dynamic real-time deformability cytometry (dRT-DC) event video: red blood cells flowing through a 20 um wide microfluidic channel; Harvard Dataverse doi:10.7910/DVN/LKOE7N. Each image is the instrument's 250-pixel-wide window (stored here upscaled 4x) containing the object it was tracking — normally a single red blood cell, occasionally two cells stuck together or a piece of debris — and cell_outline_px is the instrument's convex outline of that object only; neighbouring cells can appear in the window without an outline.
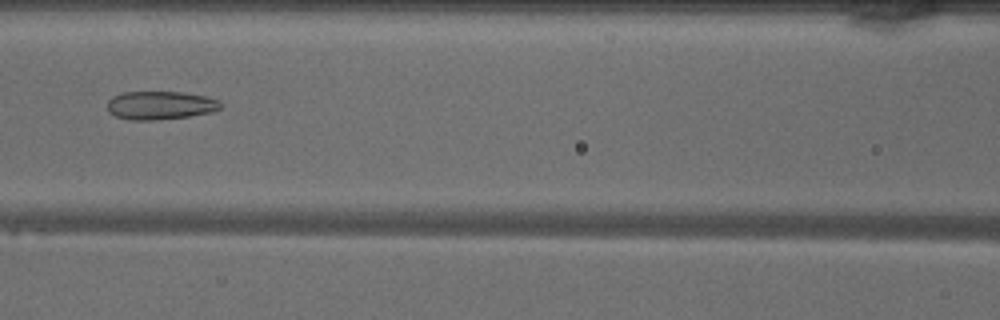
{"species": "common noctule bat (a hibernating species)", "species_latin": "Nyctalus noctula", "temperature_condition": "warm", "stored_images_in_passage": 41, "camera_frame_rate_fps": 3000, "um_per_image_px": 0.085, "animal": {"sex": "male", "body_mass_g": 18.8}, "frame": {"image": 1, "passage_image": 13, "time_ms": 4.0, "image_size_px": [1000, 320], "cell_outline_px": [[224, 104], [220, 108], [212, 112], [188, 116], [152, 120], [128, 120], [116, 116], [108, 112], [108, 100], [112, 96], [124, 92], [180, 92], [204, 96], [220, 100]], "centroid_in_image_um": [13.62, 8.95], "position_along_channel_um": 153.0, "area_um2": 18.73}}
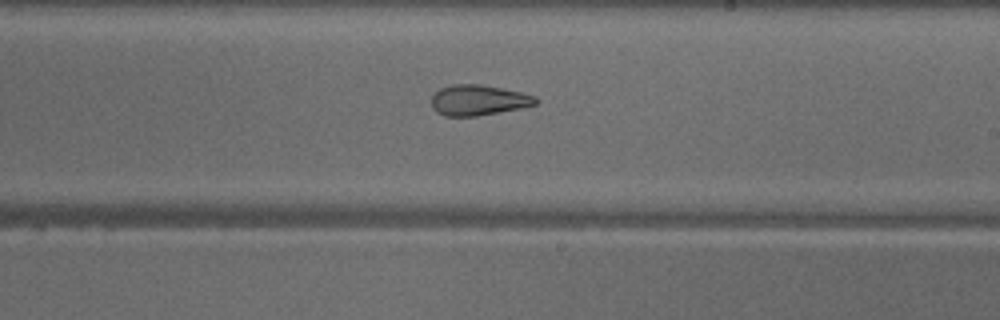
{"frame": {"image": 2, "passage_image": 20, "time_ms": 6.333, "image_size_px": [1000, 320], "cell_outline_px": [[540, 100], [536, 104], [520, 108], [476, 116], [444, 116], [436, 112], [432, 108], [432, 96], [440, 88], [452, 84], [480, 84], [524, 92], [536, 96]], "centroid_in_image_um": [40.68, 8.5], "position_along_channel_um": 248.3, "area_um2": 18.67}}
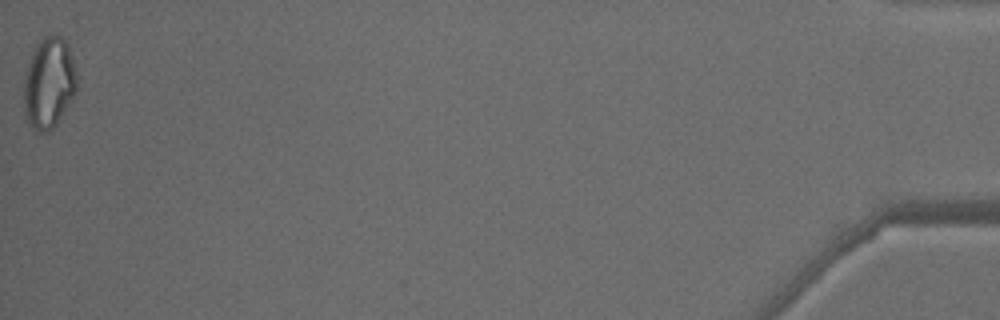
{"frame": {"image": 3, "passage_image": 41, "time_ms": 13.333, "image_size_px": [1000, 320], "cell_outline_px": [[76, 92], [56, 124], [48, 132], [40, 132], [32, 128], [28, 124], [24, 112], [24, 80], [32, 48], [44, 36], [60, 36], [68, 44], [76, 76]], "centroid_in_image_um": [4.13, 7.06], "position_along_channel_um": 431.1, "area_um2": 27.92}, "authors_computed_cell_mechanics": {"area_um2": 21.9062, "velocity_mm_per_s": 4.1058, "shape_relaxation_time_tau1_ms": null, "shape_relaxation_time_tau2_ms": 2.4284, "deformation_change_tau1": null, "deformation_change_tau2": 0.1103}}